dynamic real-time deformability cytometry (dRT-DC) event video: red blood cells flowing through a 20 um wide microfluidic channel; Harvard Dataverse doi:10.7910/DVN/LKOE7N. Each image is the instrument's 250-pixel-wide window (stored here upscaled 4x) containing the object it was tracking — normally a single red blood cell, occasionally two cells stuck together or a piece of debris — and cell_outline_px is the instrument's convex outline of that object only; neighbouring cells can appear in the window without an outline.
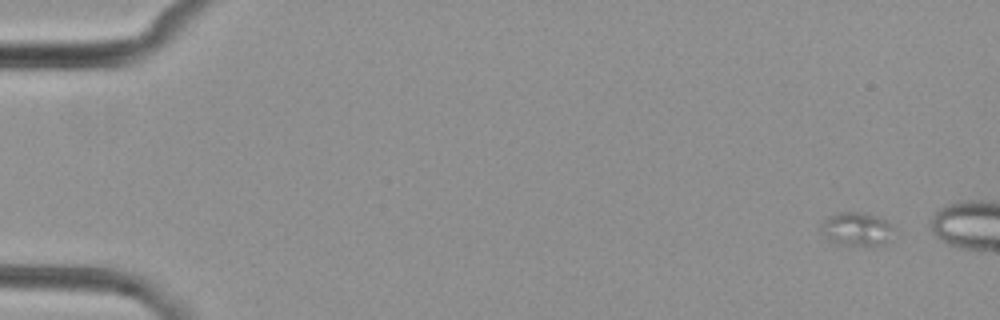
{"species": "common noctule bat (a hibernating species)", "species_latin": "Nyctalus noctula", "temperature_condition": "cold", "stored_images_in_passage": 4, "camera_frame_rate_fps": 3000, "um_per_image_px": 0.085, "animal": {"sex": "female", "body_mass_g": 29.2, "forearm_length_mm": 56.3}, "frame": {"image": 1, "passage_image": 1, "time_ms": 0.0, "image_size_px": [1000, 320], "cell_outline_px": [[896, 232], [892, 240], [884, 244], [872, 248], [836, 244], [828, 240], [820, 232], [820, 224], [828, 216], [840, 212], [864, 212], [876, 216], [884, 220], [896, 228]], "centroid_in_image_um": [72.86, 19.52], "position_along_channel_um": 12.1, "area_um2": 15.14}}